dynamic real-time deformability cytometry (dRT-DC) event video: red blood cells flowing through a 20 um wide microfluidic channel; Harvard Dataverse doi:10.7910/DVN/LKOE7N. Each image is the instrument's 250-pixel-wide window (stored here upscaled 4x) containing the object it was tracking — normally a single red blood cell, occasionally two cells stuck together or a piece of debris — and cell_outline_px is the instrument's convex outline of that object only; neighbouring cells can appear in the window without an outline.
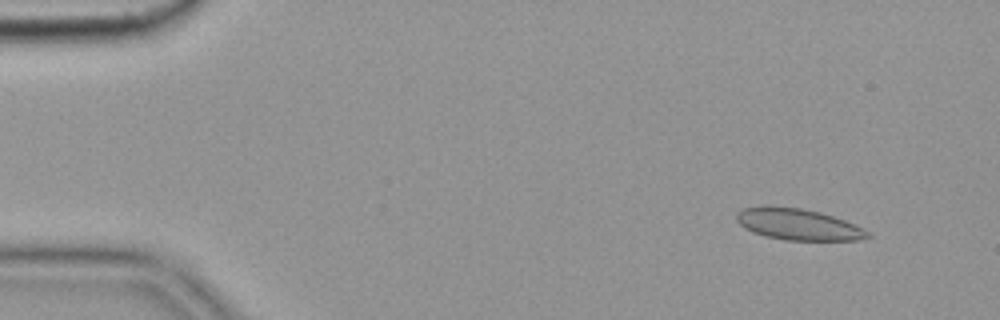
{"species": "common noctule bat (a hibernating species)", "species_latin": "Nyctalus noctula", "temperature_condition": "cold", "stored_images_in_passage": 55, "camera_frame_rate_fps": 3000, "um_per_image_px": 0.085, "animal": {"sex": "female", "body_mass_g": 19.9}, "frame": {"image": 1, "passage_image": 5, "time_ms": 1.333, "image_size_px": [1000, 320], "cell_outline_px": [[872, 236], [860, 240], [784, 240], [764, 236], [752, 232], [744, 228], [736, 220], [736, 212], [744, 208], [760, 204], [764, 204], [800, 208], [820, 212], [844, 220], [868, 232]], "centroid_in_image_um": [67.75, 19.05], "position_along_channel_um": 17.3, "area_um2": 24.16}}
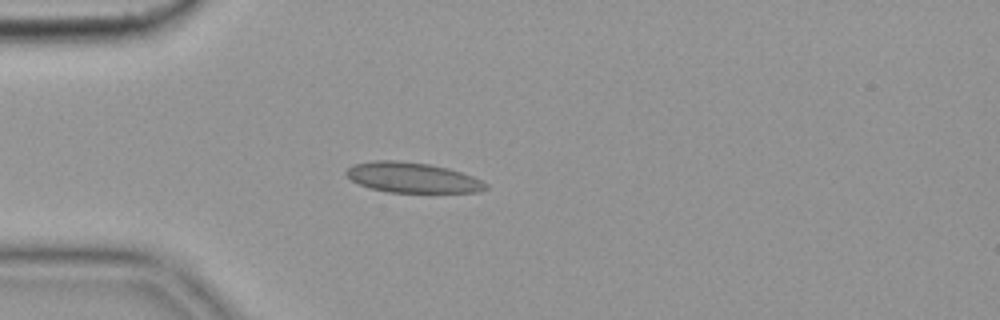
{"frame": {"image": 2, "passage_image": 15, "time_ms": 4.667, "image_size_px": [1000, 320], "cell_outline_px": [[488, 188], [480, 192], [388, 192], [368, 188], [352, 180], [344, 172], [352, 164], [372, 160], [396, 160], [428, 164], [448, 168], [472, 176], [488, 184]], "centroid_in_image_um": [35.03, 15.09], "position_along_channel_um": 50.0, "area_um2": 24.57}}
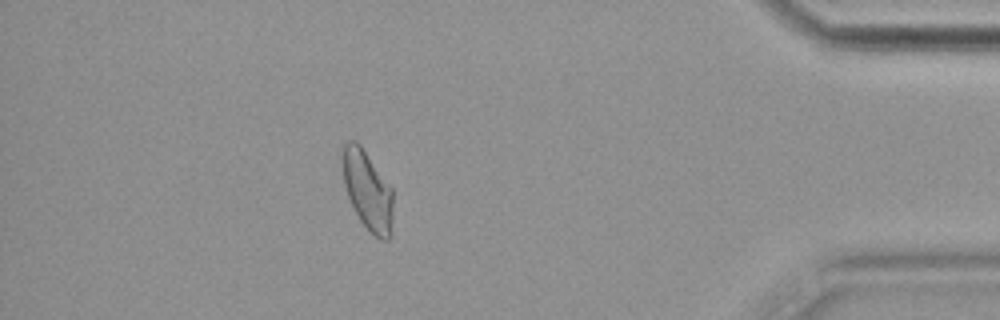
{"frame": {"image": 3, "passage_image": 49, "time_ms": 16.0, "image_size_px": [1000, 320], "cell_outline_px": [[392, 236], [388, 240], [380, 240], [368, 232], [360, 220], [348, 196], [344, 184], [340, 156], [344, 144], [348, 140], [356, 140], [360, 144], [392, 188]], "centroid_in_image_um": [31.23, 16.19], "position_along_channel_um": 404.0, "area_um2": 23.7}, "authors_computed_cell_mechanics": {"area_um2": 23.7558, "velocity_mm_per_s": 3.6141, "shape_relaxation_time_tau1_ms": null, "shape_relaxation_time_tau2_ms": 1.5241, "deformation_change_tau1": null, "deformation_change_tau2": 0.0818}}